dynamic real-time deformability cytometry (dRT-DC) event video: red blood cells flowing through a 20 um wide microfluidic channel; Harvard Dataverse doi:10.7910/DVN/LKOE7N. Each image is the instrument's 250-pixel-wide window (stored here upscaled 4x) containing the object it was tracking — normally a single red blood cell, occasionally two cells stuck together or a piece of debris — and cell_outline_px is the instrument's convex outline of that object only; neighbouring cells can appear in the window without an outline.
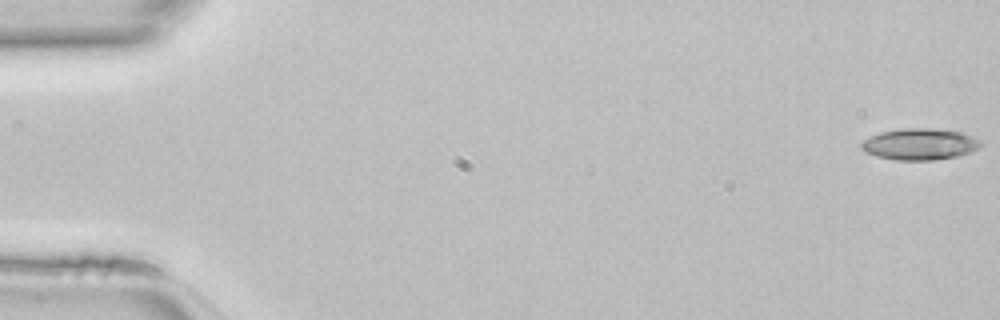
{"species": "common noctule bat (a hibernating species)", "species_latin": "Nyctalus noctula", "temperature_condition": "room temperature", "stored_images_in_passage": 15, "camera_frame_rate_fps": 3000, "um_per_image_px": 0.085, "animal": {"sex": "female", "body_mass_g": 22.7, "forearm_length_mm": 54.2}, "frame": {"image": 1, "passage_image": 1, "time_ms": 0.0, "image_size_px": [1000, 320], "cell_outline_px": [[984, 144], [980, 148], [956, 156], [936, 160], [896, 160], [876, 156], [864, 152], [860, 148], [860, 144], [864, 140], [880, 132], [904, 128], [932, 128], [960, 132], [980, 140]], "centroid_in_image_um": [78.17, 12.26], "position_along_channel_um": 6.8, "area_um2": 21.85}}
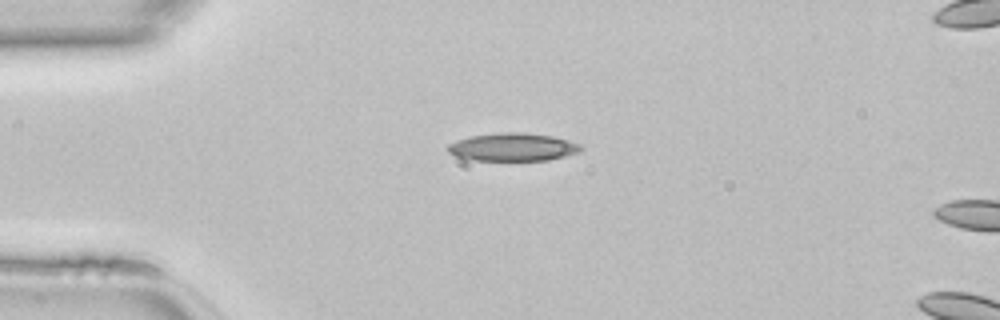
{"frame": {"image": 2, "passage_image": 12, "time_ms": 3.667, "image_size_px": [1000, 320], "cell_outline_px": [[584, 148], [580, 152], [548, 160], [468, 160], [456, 156], [448, 152], [448, 144], [456, 140], [468, 136], [500, 132], [524, 132], [552, 136], [568, 140], [580, 144]], "centroid_in_image_um": [43.58, 12.49], "position_along_channel_um": 41.4, "area_um2": 21.85}}